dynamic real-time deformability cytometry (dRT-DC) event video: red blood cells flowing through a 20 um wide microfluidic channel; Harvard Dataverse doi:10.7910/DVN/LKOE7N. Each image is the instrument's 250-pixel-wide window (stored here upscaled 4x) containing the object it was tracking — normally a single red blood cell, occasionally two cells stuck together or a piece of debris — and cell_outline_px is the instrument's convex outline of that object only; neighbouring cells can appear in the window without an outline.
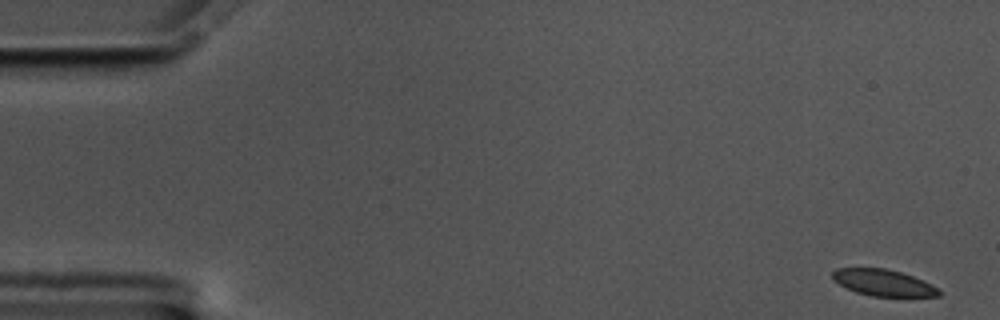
{"species": "common noctule bat (a hibernating species)", "species_latin": "Nyctalus noctula", "temperature_condition": "cold", "stored_images_in_passage": 57, "camera_frame_rate_fps": 3000, "um_per_image_px": 0.085, "animal": {"sex": "male", "body_mass_g": 17.5, "forearm_length_mm": 52.3}, "frame": {"image": 1, "passage_image": 1, "time_ms": 0.0, "image_size_px": [1000, 320], "cell_outline_px": [[940, 296], [872, 296], [856, 292], [832, 280], [832, 272], [836, 268], [884, 268], [900, 272], [924, 280], [940, 288]], "centroid_in_image_um": [75.09, 24.02], "position_along_channel_um": 9.9, "area_um2": 16.36}}
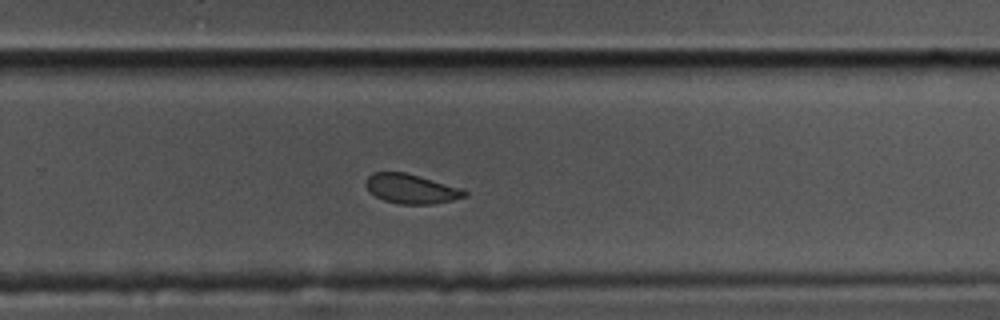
{"frame": {"image": 2, "passage_image": 37, "time_ms": 12.0, "image_size_px": [1000, 320], "cell_outline_px": [[468, 196], [452, 200], [432, 204], [400, 204], [384, 200], [376, 196], [364, 184], [368, 176], [372, 172], [404, 172], [464, 188], [468, 192]], "centroid_in_image_um": [35.0, 16.04], "position_along_channel_um": 294.8, "area_um2": 16.99}}
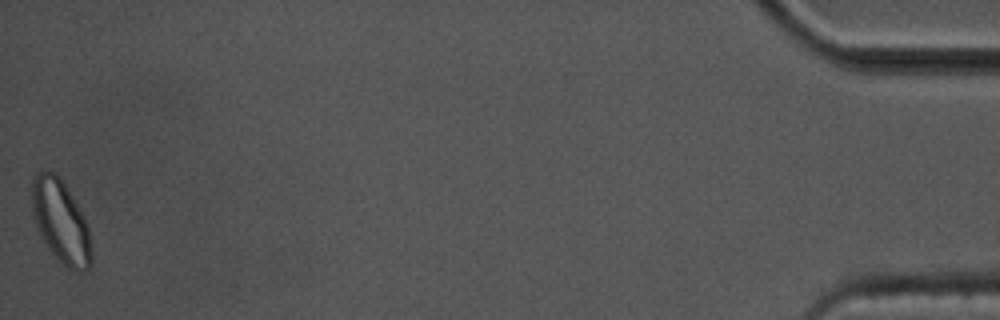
{"frame": {"image": 3, "passage_image": 57, "time_ms": 18.667, "image_size_px": [1000, 320], "cell_outline_px": [[92, 264], [88, 268], [80, 272], [76, 272], [68, 268], [48, 248], [40, 236], [36, 224], [32, 208], [32, 176], [36, 172], [56, 172], [60, 176], [84, 216], [88, 224], [92, 252]], "centroid_in_image_um": [5.18, 18.83], "position_along_channel_um": 430.0, "area_um2": 28.78}, "authors_computed_cell_mechanics": {"area_um2": 18.207, "velocity_mm_per_s": 3.4659, "shape_relaxation_time_tau1_ms": null, "shape_relaxation_time_tau2_ms": 1.55, "deformation_change_tau1": null, "deformation_change_tau2": 0.0502}}